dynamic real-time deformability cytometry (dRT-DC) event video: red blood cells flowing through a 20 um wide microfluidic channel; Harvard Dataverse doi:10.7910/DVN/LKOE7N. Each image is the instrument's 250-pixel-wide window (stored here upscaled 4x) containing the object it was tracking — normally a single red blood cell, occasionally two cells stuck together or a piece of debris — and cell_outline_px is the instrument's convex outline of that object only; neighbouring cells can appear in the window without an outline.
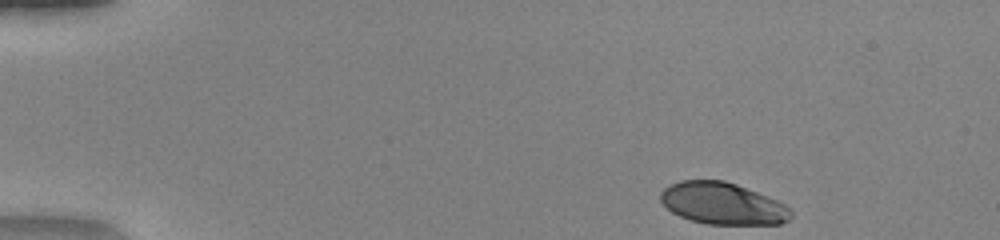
{"species": "human", "species_latin": "Homo sapiens", "temperature_condition": "warm", "stored_images_in_passage": 44, "camera_frame_rate_fps": 3000, "um_per_image_px": 0.085, "donor": {"sex": "female"}, "frame": {"image": 1, "passage_image": 1, "time_ms": 0.0, "image_size_px": [1000, 240], "cell_outline_px": [[792, 216], [788, 220], [780, 224], [708, 224], [692, 220], [680, 216], [672, 212], [660, 200], [660, 192], [664, 188], [680, 180], [724, 180], [736, 184], [768, 196], [784, 204], [792, 212]], "centroid_in_image_um": [61.42, 17.29], "position_along_channel_um": 23.6, "area_um2": 31.62}}
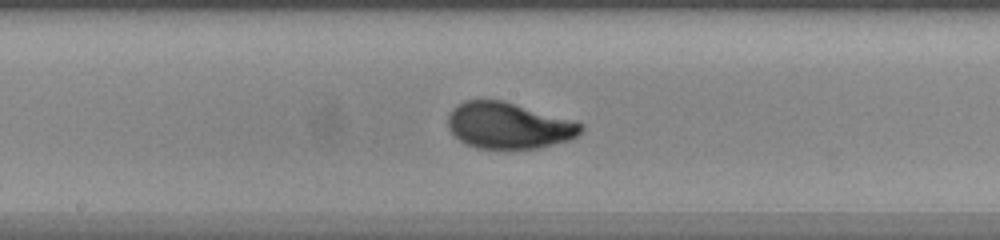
{"frame": {"image": 2, "passage_image": 22, "time_ms": 7.0, "image_size_px": [1000, 240], "cell_outline_px": [[584, 128], [576, 136], [568, 140], [536, 148], [504, 152], [476, 148], [460, 140], [448, 128], [448, 116], [452, 108], [456, 104], [464, 100], [504, 100], [584, 124]], "centroid_in_image_um": [43.19, 10.7], "position_along_channel_um": 205.0, "area_um2": 36.36}}
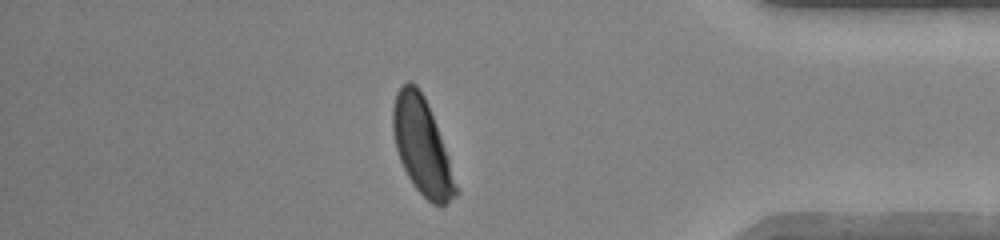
{"frame": {"image": 3, "passage_image": 38, "time_ms": 12.333, "image_size_px": [1000, 240], "cell_outline_px": [[460, 192], [448, 204], [440, 208], [432, 204], [412, 184], [400, 160], [396, 148], [392, 132], [392, 108], [396, 92], [408, 80], [416, 84], [424, 96], [428, 104], [448, 156]], "centroid_in_image_um": [35.88, 12.48], "position_along_channel_um": 399.3, "area_um2": 35.37}, "authors_computed_cell_mechanics": {"area_um2": 34.969, "velocity_mm_per_s": 4.1246, "shape_relaxation_time_tau1_ms": 2.5705, "shape_relaxation_time_tau2_ms": null, "deformation_change_tau1": 0.1619, "deformation_change_tau2": null}}